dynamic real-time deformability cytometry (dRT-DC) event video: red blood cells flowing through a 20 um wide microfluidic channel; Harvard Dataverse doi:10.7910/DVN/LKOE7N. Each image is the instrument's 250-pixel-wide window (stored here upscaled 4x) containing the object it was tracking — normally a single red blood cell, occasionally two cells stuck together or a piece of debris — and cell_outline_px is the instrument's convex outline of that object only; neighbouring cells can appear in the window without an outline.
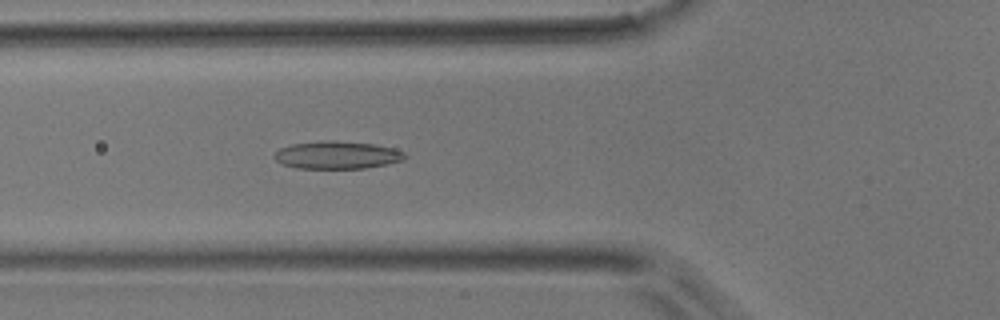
{"species": "common noctule bat (a hibernating species)", "species_latin": "Nyctalus noctula", "temperature_condition": "room temperature", "stored_images_in_passage": 26, "camera_frame_rate_fps": 3000, "um_per_image_px": 0.085, "animal": {"sex": "male", "body_mass_g": 17.9}, "frame": {"image": 1, "passage_image": 17, "time_ms": 5.333, "image_size_px": [1000, 320], "cell_outline_px": [[408, 156], [404, 160], [364, 168], [296, 168], [284, 164], [276, 160], [272, 156], [280, 148], [292, 144], [320, 140], [336, 140], [376, 144], [392, 148], [404, 152]], "centroid_in_image_um": [28.65, 13.16], "position_along_channel_um": 97.1, "area_um2": 21.1}}
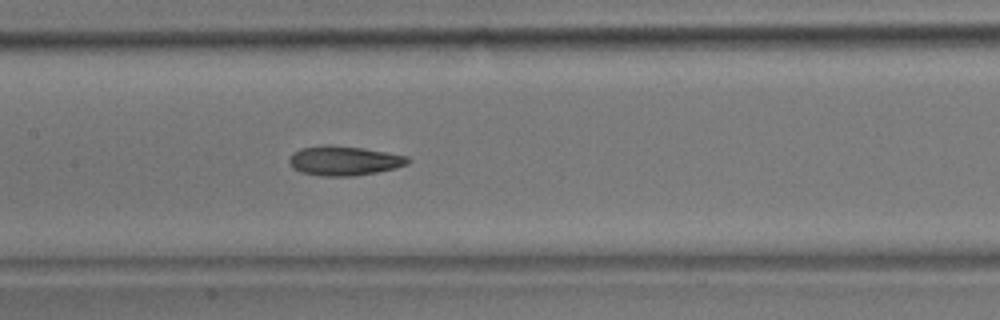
{"frame": {"image": 2, "passage_image": 23, "time_ms": 7.333, "image_size_px": [1000, 320], "cell_outline_px": [[412, 160], [408, 164], [396, 168], [376, 172], [352, 176], [324, 176], [300, 172], [292, 168], [288, 160], [292, 152], [300, 148], [324, 144], [328, 144], [364, 148], [408, 156]], "centroid_in_image_um": [29.23, 13.65], "position_along_channel_um": 178.2, "area_um2": 20.63}}
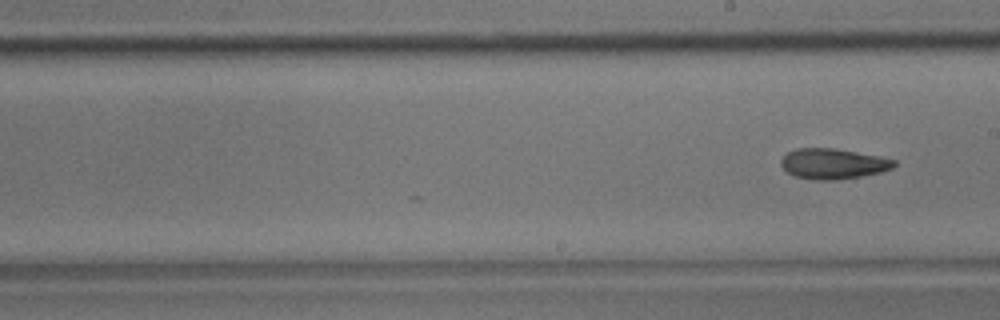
{"frame": {"image": 3, "passage_image": 26, "time_ms": 8.333, "image_size_px": [1000, 320], "cell_outline_px": [[896, 164], [892, 168], [880, 172], [860, 176], [836, 180], [816, 180], [796, 176], [788, 172], [780, 164], [780, 160], [788, 152], [796, 148], [836, 148], [896, 160]], "centroid_in_image_um": [70.79, 13.91], "position_along_channel_um": 218.2, "area_um2": 19.83}}